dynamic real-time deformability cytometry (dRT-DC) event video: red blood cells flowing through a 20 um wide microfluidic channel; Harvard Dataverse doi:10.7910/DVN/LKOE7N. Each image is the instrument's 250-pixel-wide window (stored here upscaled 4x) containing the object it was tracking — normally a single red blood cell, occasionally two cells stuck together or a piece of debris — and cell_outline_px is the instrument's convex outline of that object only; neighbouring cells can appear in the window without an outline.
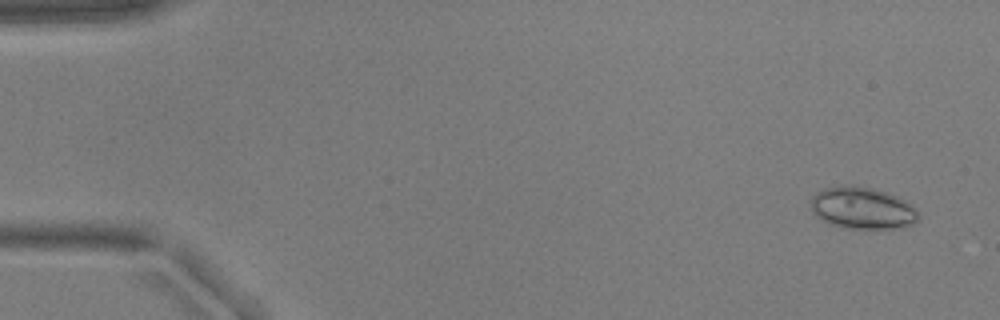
{"species": "common noctule bat (a hibernating species)", "species_latin": "Nyctalus noctula", "temperature_condition": "warm", "stored_images_in_passage": 54, "camera_frame_rate_fps": 3000, "um_per_image_px": 0.085, "animal": {"sex": "male", "body_mass_g": 17.9, "forearm_length_mm": 54.2}, "frame": {"image": 1, "passage_image": 3, "time_ms": 0.667, "image_size_px": [1000, 320], "cell_outline_px": [[920, 216], [912, 224], [900, 228], [844, 228], [828, 224], [816, 216], [812, 212], [808, 200], [816, 192], [824, 188], [852, 184], [856, 184], [888, 192], [912, 204], [916, 208]], "centroid_in_image_um": [73.26, 17.67], "position_along_channel_um": 11.7, "area_um2": 26.76}}
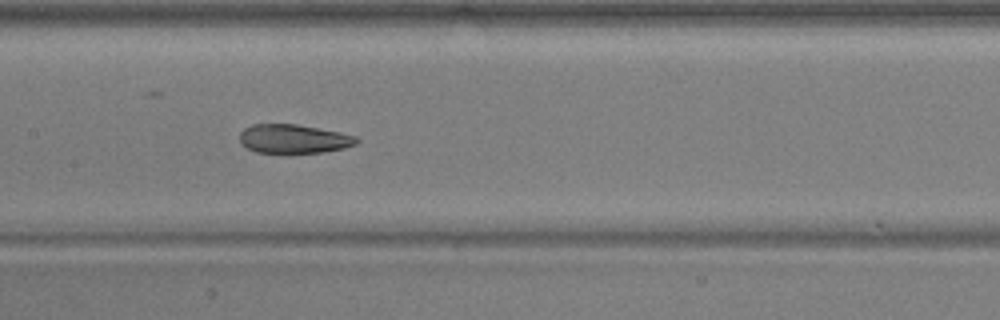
{"frame": {"image": 2, "passage_image": 27, "time_ms": 8.667, "image_size_px": [1000, 320], "cell_outline_px": [[360, 140], [356, 144], [344, 148], [324, 152], [288, 156], [256, 152], [248, 148], [240, 140], [240, 132], [244, 128], [252, 124], [296, 124], [340, 132], [356, 136]], "centroid_in_image_um": [24.97, 11.85], "position_along_channel_um": 182.4, "area_um2": 20.46}}
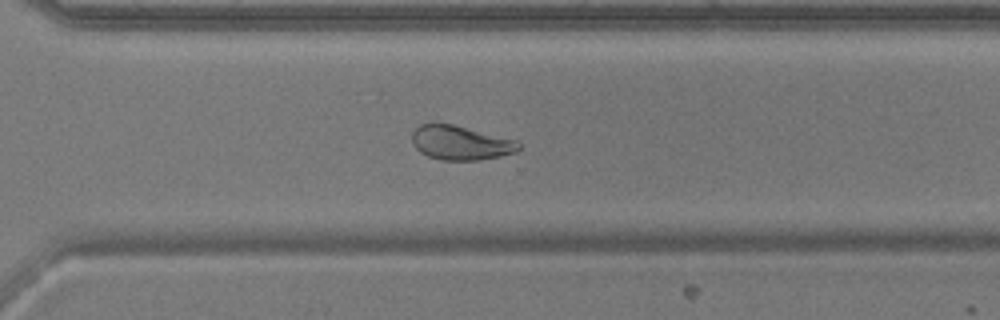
{"frame": {"image": 3, "passage_image": 39, "time_ms": 12.667, "image_size_px": [1000, 320], "cell_outline_px": [[520, 148], [516, 152], [500, 156], [480, 160], [440, 160], [428, 156], [420, 152], [416, 148], [412, 140], [412, 132], [420, 124], [452, 124], [516, 140], [520, 144]], "centroid_in_image_um": [39.15, 12.15], "position_along_channel_um": 331.5, "area_um2": 21.1}, "authors_computed_cell_mechanics": {"area_um2": 23.1489, "velocity_mm_per_s": 3.735, "shape_relaxation_time_tau1_ms": 9.1403, "shape_relaxation_time_tau2_ms": 1.8417, "deformation_change_tau1": 0.1998, "deformation_change_tau2": 0.076}}